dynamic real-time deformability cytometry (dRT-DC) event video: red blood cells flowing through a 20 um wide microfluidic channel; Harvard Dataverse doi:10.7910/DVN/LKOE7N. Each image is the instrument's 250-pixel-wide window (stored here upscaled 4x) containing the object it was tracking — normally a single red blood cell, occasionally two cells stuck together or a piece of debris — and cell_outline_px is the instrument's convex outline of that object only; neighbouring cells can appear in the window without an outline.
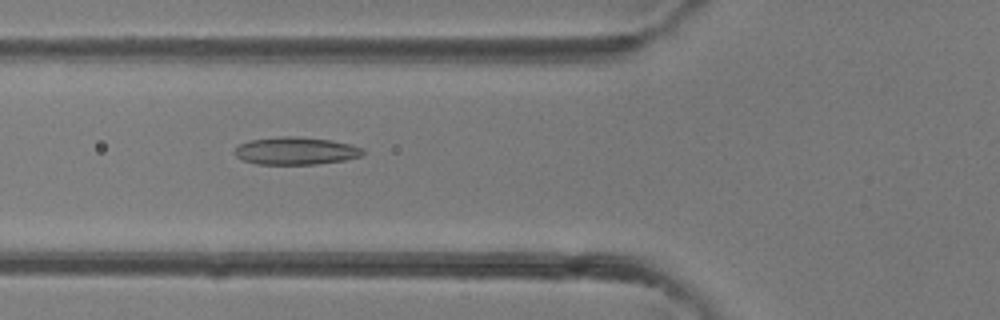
{"species": "common noctule bat (a hibernating species)", "species_latin": "Nyctalus noctula", "temperature_condition": "room temperature", "stored_images_in_passage": 31, "camera_frame_rate_fps": 3000, "um_per_image_px": 0.085, "animal": {"sex": "female"}, "frame": {"image": 1, "passage_image": 7, "time_ms": 2.0, "image_size_px": [1000, 320], "cell_outline_px": [[364, 152], [360, 156], [344, 160], [316, 164], [256, 164], [244, 160], [236, 156], [232, 152], [240, 144], [248, 140], [280, 136], [296, 136], [332, 140], [352, 144], [364, 148]], "centroid_in_image_um": [25.14, 12.81], "position_along_channel_um": 100.7, "area_um2": 20.75}}
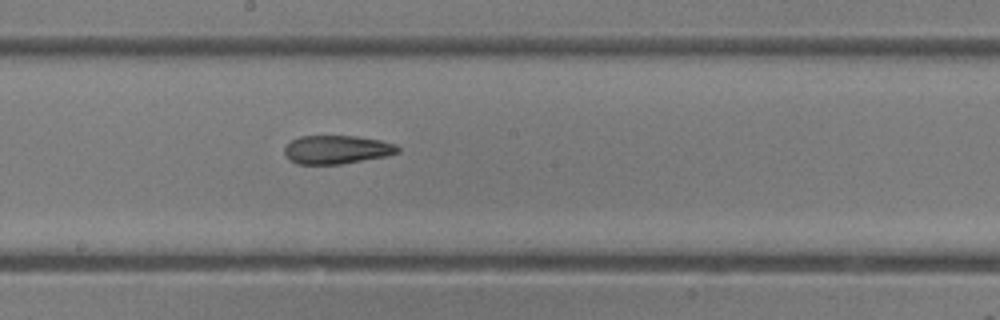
{"frame": {"image": 2, "passage_image": 14, "time_ms": 4.333, "image_size_px": [1000, 320], "cell_outline_px": [[400, 152], [388, 156], [340, 164], [296, 164], [288, 160], [284, 152], [284, 148], [292, 140], [300, 136], [356, 136], [380, 140], [396, 144], [400, 148]], "centroid_in_image_um": [28.64, 12.72], "position_along_channel_um": 219.6, "area_um2": 18.96}}
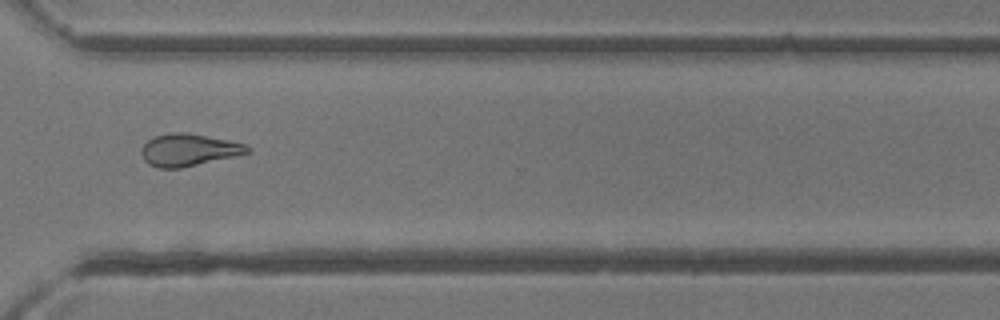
{"frame": {"image": 3, "passage_image": 22, "time_ms": 7.0, "image_size_px": [1000, 320], "cell_outline_px": [[252, 152], [236, 156], [180, 168], [156, 168], [148, 164], [144, 160], [140, 152], [140, 148], [148, 140], [156, 136], [168, 132], [184, 132], [208, 136], [228, 140], [244, 144], [252, 148]], "centroid_in_image_um": [16.03, 12.74], "position_along_channel_um": 354.6, "area_um2": 20.06}}